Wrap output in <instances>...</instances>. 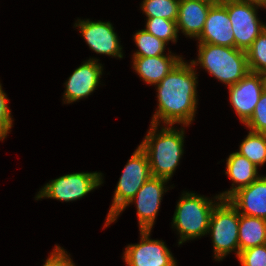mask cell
I'll use <instances>...</instances> for the list:
<instances>
[{
    "mask_svg": "<svg viewBox=\"0 0 266 266\" xmlns=\"http://www.w3.org/2000/svg\"><path fill=\"white\" fill-rule=\"evenodd\" d=\"M195 67L183 58L156 85L158 108L151 123L191 125L197 111L198 77Z\"/></svg>",
    "mask_w": 266,
    "mask_h": 266,
    "instance_id": "6da1fadb",
    "label": "cell"
},
{
    "mask_svg": "<svg viewBox=\"0 0 266 266\" xmlns=\"http://www.w3.org/2000/svg\"><path fill=\"white\" fill-rule=\"evenodd\" d=\"M158 126L150 124V129L139 146L147 155L152 177L170 180L184 154L185 125L180 130L172 127L173 125H163L158 130Z\"/></svg>",
    "mask_w": 266,
    "mask_h": 266,
    "instance_id": "7a4b0ae2",
    "label": "cell"
},
{
    "mask_svg": "<svg viewBox=\"0 0 266 266\" xmlns=\"http://www.w3.org/2000/svg\"><path fill=\"white\" fill-rule=\"evenodd\" d=\"M198 44V59L191 60L192 65L202 66L227 86L238 83L249 72L246 51L210 43Z\"/></svg>",
    "mask_w": 266,
    "mask_h": 266,
    "instance_id": "3957f363",
    "label": "cell"
},
{
    "mask_svg": "<svg viewBox=\"0 0 266 266\" xmlns=\"http://www.w3.org/2000/svg\"><path fill=\"white\" fill-rule=\"evenodd\" d=\"M214 199L217 201L193 192L182 193L172 220V228L175 227L180 236L178 245L207 234L211 213L222 200L218 195Z\"/></svg>",
    "mask_w": 266,
    "mask_h": 266,
    "instance_id": "277c9868",
    "label": "cell"
},
{
    "mask_svg": "<svg viewBox=\"0 0 266 266\" xmlns=\"http://www.w3.org/2000/svg\"><path fill=\"white\" fill-rule=\"evenodd\" d=\"M239 212L229 202L221 200L213 209L207 234L212 237L215 261L223 260L231 252L239 255Z\"/></svg>",
    "mask_w": 266,
    "mask_h": 266,
    "instance_id": "5b68a950",
    "label": "cell"
},
{
    "mask_svg": "<svg viewBox=\"0 0 266 266\" xmlns=\"http://www.w3.org/2000/svg\"><path fill=\"white\" fill-rule=\"evenodd\" d=\"M152 177L146 153L140 146L133 152L119 178L105 225L130 201L143 184Z\"/></svg>",
    "mask_w": 266,
    "mask_h": 266,
    "instance_id": "8992f818",
    "label": "cell"
},
{
    "mask_svg": "<svg viewBox=\"0 0 266 266\" xmlns=\"http://www.w3.org/2000/svg\"><path fill=\"white\" fill-rule=\"evenodd\" d=\"M101 172H80L60 176L50 180L40 189L36 200L41 198L57 199L59 201H75L103 184Z\"/></svg>",
    "mask_w": 266,
    "mask_h": 266,
    "instance_id": "52a82bcc",
    "label": "cell"
},
{
    "mask_svg": "<svg viewBox=\"0 0 266 266\" xmlns=\"http://www.w3.org/2000/svg\"><path fill=\"white\" fill-rule=\"evenodd\" d=\"M222 5L227 9L231 21L235 48L246 51L266 28V24L257 16V9L261 6L241 0H225Z\"/></svg>",
    "mask_w": 266,
    "mask_h": 266,
    "instance_id": "ba28073f",
    "label": "cell"
},
{
    "mask_svg": "<svg viewBox=\"0 0 266 266\" xmlns=\"http://www.w3.org/2000/svg\"><path fill=\"white\" fill-rule=\"evenodd\" d=\"M169 180L158 177H151L143 186L138 190L135 196L127 202V204L109 221L115 222L118 216L127 206L135 203L137 208V217L140 230H152L155 223L156 215L159 212L161 200L164 192H167V182Z\"/></svg>",
    "mask_w": 266,
    "mask_h": 266,
    "instance_id": "9c48e42d",
    "label": "cell"
},
{
    "mask_svg": "<svg viewBox=\"0 0 266 266\" xmlns=\"http://www.w3.org/2000/svg\"><path fill=\"white\" fill-rule=\"evenodd\" d=\"M140 242L125 248L127 266H177L174 256L162 240L150 239L151 230H140Z\"/></svg>",
    "mask_w": 266,
    "mask_h": 266,
    "instance_id": "30bf717a",
    "label": "cell"
},
{
    "mask_svg": "<svg viewBox=\"0 0 266 266\" xmlns=\"http://www.w3.org/2000/svg\"><path fill=\"white\" fill-rule=\"evenodd\" d=\"M229 100L240 122L245 124L265 90L264 75L248 72L238 83L228 86Z\"/></svg>",
    "mask_w": 266,
    "mask_h": 266,
    "instance_id": "8fae6325",
    "label": "cell"
},
{
    "mask_svg": "<svg viewBox=\"0 0 266 266\" xmlns=\"http://www.w3.org/2000/svg\"><path fill=\"white\" fill-rule=\"evenodd\" d=\"M75 28H79L89 48L97 54L123 58L122 45L111 22L81 20L78 18Z\"/></svg>",
    "mask_w": 266,
    "mask_h": 266,
    "instance_id": "7c38bea8",
    "label": "cell"
},
{
    "mask_svg": "<svg viewBox=\"0 0 266 266\" xmlns=\"http://www.w3.org/2000/svg\"><path fill=\"white\" fill-rule=\"evenodd\" d=\"M98 61L97 58H90L74 70L64 83L66 88L62 99L64 103L70 104L87 98L96 90L103 74V66Z\"/></svg>",
    "mask_w": 266,
    "mask_h": 266,
    "instance_id": "4fadbf2b",
    "label": "cell"
},
{
    "mask_svg": "<svg viewBox=\"0 0 266 266\" xmlns=\"http://www.w3.org/2000/svg\"><path fill=\"white\" fill-rule=\"evenodd\" d=\"M197 40L198 43L235 47L231 21L227 9L222 4L210 8L204 28Z\"/></svg>",
    "mask_w": 266,
    "mask_h": 266,
    "instance_id": "5bb4252c",
    "label": "cell"
},
{
    "mask_svg": "<svg viewBox=\"0 0 266 266\" xmlns=\"http://www.w3.org/2000/svg\"><path fill=\"white\" fill-rule=\"evenodd\" d=\"M228 200L239 214L266 220V176H259L250 185L235 192Z\"/></svg>",
    "mask_w": 266,
    "mask_h": 266,
    "instance_id": "9a60e30c",
    "label": "cell"
},
{
    "mask_svg": "<svg viewBox=\"0 0 266 266\" xmlns=\"http://www.w3.org/2000/svg\"><path fill=\"white\" fill-rule=\"evenodd\" d=\"M212 6L199 0H180L176 20L178 33L181 30L185 36L197 39Z\"/></svg>",
    "mask_w": 266,
    "mask_h": 266,
    "instance_id": "2e32d148",
    "label": "cell"
},
{
    "mask_svg": "<svg viewBox=\"0 0 266 266\" xmlns=\"http://www.w3.org/2000/svg\"><path fill=\"white\" fill-rule=\"evenodd\" d=\"M169 55L152 57L133 56V69L149 85H157L171 69L182 59L168 51Z\"/></svg>",
    "mask_w": 266,
    "mask_h": 266,
    "instance_id": "e0dca14e",
    "label": "cell"
},
{
    "mask_svg": "<svg viewBox=\"0 0 266 266\" xmlns=\"http://www.w3.org/2000/svg\"><path fill=\"white\" fill-rule=\"evenodd\" d=\"M226 161L225 174L233 182L229 190L217 194L222 200H228L235 192L250 185L260 176L258 167L237 152L231 153Z\"/></svg>",
    "mask_w": 266,
    "mask_h": 266,
    "instance_id": "ac0fdd59",
    "label": "cell"
},
{
    "mask_svg": "<svg viewBox=\"0 0 266 266\" xmlns=\"http://www.w3.org/2000/svg\"><path fill=\"white\" fill-rule=\"evenodd\" d=\"M239 252L266 244V220L239 214Z\"/></svg>",
    "mask_w": 266,
    "mask_h": 266,
    "instance_id": "d6986e66",
    "label": "cell"
},
{
    "mask_svg": "<svg viewBox=\"0 0 266 266\" xmlns=\"http://www.w3.org/2000/svg\"><path fill=\"white\" fill-rule=\"evenodd\" d=\"M257 167L266 163V134L249 131L236 151Z\"/></svg>",
    "mask_w": 266,
    "mask_h": 266,
    "instance_id": "ffe728a7",
    "label": "cell"
},
{
    "mask_svg": "<svg viewBox=\"0 0 266 266\" xmlns=\"http://www.w3.org/2000/svg\"><path fill=\"white\" fill-rule=\"evenodd\" d=\"M134 42L138 50L133 56L152 57L159 55H167L164 53L167 43L148 33L145 29L137 31L134 35Z\"/></svg>",
    "mask_w": 266,
    "mask_h": 266,
    "instance_id": "44dd1931",
    "label": "cell"
},
{
    "mask_svg": "<svg viewBox=\"0 0 266 266\" xmlns=\"http://www.w3.org/2000/svg\"><path fill=\"white\" fill-rule=\"evenodd\" d=\"M180 0H143L141 9L146 17H161L176 21Z\"/></svg>",
    "mask_w": 266,
    "mask_h": 266,
    "instance_id": "7402d4cb",
    "label": "cell"
},
{
    "mask_svg": "<svg viewBox=\"0 0 266 266\" xmlns=\"http://www.w3.org/2000/svg\"><path fill=\"white\" fill-rule=\"evenodd\" d=\"M250 72L266 74V28L246 50Z\"/></svg>",
    "mask_w": 266,
    "mask_h": 266,
    "instance_id": "603a6c76",
    "label": "cell"
},
{
    "mask_svg": "<svg viewBox=\"0 0 266 266\" xmlns=\"http://www.w3.org/2000/svg\"><path fill=\"white\" fill-rule=\"evenodd\" d=\"M146 28L148 33L154 35L165 43L172 41L176 43L178 40V31L176 21L166 20L161 17H147Z\"/></svg>",
    "mask_w": 266,
    "mask_h": 266,
    "instance_id": "cb8c5ba5",
    "label": "cell"
},
{
    "mask_svg": "<svg viewBox=\"0 0 266 266\" xmlns=\"http://www.w3.org/2000/svg\"><path fill=\"white\" fill-rule=\"evenodd\" d=\"M245 126L250 131L266 134V90L262 92L254 112Z\"/></svg>",
    "mask_w": 266,
    "mask_h": 266,
    "instance_id": "d4e9b609",
    "label": "cell"
},
{
    "mask_svg": "<svg viewBox=\"0 0 266 266\" xmlns=\"http://www.w3.org/2000/svg\"><path fill=\"white\" fill-rule=\"evenodd\" d=\"M237 258L241 266H266V244L247 248Z\"/></svg>",
    "mask_w": 266,
    "mask_h": 266,
    "instance_id": "484cf974",
    "label": "cell"
},
{
    "mask_svg": "<svg viewBox=\"0 0 266 266\" xmlns=\"http://www.w3.org/2000/svg\"><path fill=\"white\" fill-rule=\"evenodd\" d=\"M0 83V141H3L13 127L11 109L8 107L9 100Z\"/></svg>",
    "mask_w": 266,
    "mask_h": 266,
    "instance_id": "4316f807",
    "label": "cell"
},
{
    "mask_svg": "<svg viewBox=\"0 0 266 266\" xmlns=\"http://www.w3.org/2000/svg\"><path fill=\"white\" fill-rule=\"evenodd\" d=\"M43 266H75V264L70 258V254L68 255L63 247L56 244Z\"/></svg>",
    "mask_w": 266,
    "mask_h": 266,
    "instance_id": "83f0119b",
    "label": "cell"
},
{
    "mask_svg": "<svg viewBox=\"0 0 266 266\" xmlns=\"http://www.w3.org/2000/svg\"><path fill=\"white\" fill-rule=\"evenodd\" d=\"M241 1H244V2H247V3H252V4H255V5H258V6H262L265 2V0H241Z\"/></svg>",
    "mask_w": 266,
    "mask_h": 266,
    "instance_id": "f1b7e54d",
    "label": "cell"
},
{
    "mask_svg": "<svg viewBox=\"0 0 266 266\" xmlns=\"http://www.w3.org/2000/svg\"><path fill=\"white\" fill-rule=\"evenodd\" d=\"M199 1H204V2H207V3L211 4V5H220L225 0H199Z\"/></svg>",
    "mask_w": 266,
    "mask_h": 266,
    "instance_id": "f546056e",
    "label": "cell"
},
{
    "mask_svg": "<svg viewBox=\"0 0 266 266\" xmlns=\"http://www.w3.org/2000/svg\"><path fill=\"white\" fill-rule=\"evenodd\" d=\"M261 7L266 9V0H265L264 4Z\"/></svg>",
    "mask_w": 266,
    "mask_h": 266,
    "instance_id": "4dcf8cb0",
    "label": "cell"
},
{
    "mask_svg": "<svg viewBox=\"0 0 266 266\" xmlns=\"http://www.w3.org/2000/svg\"><path fill=\"white\" fill-rule=\"evenodd\" d=\"M265 90H266V74L264 75Z\"/></svg>",
    "mask_w": 266,
    "mask_h": 266,
    "instance_id": "1f68e13d",
    "label": "cell"
}]
</instances>
